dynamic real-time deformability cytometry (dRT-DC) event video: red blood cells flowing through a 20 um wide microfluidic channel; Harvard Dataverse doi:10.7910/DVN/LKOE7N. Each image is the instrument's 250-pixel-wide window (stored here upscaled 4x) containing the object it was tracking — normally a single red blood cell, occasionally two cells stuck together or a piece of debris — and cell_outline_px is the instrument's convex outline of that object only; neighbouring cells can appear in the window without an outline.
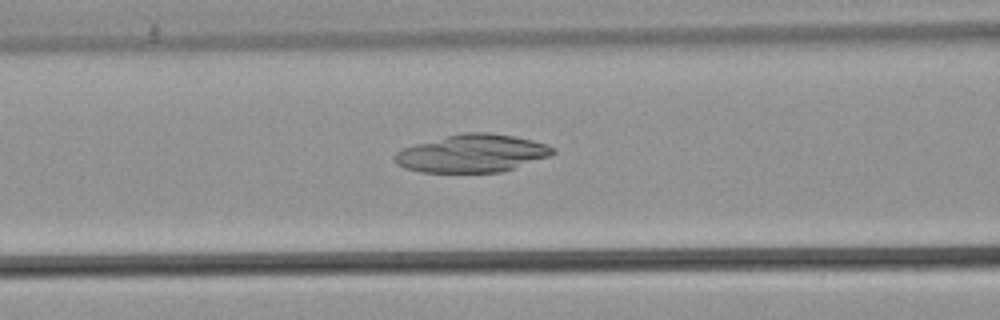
{"species": "common noctule bat (a hibernating species)", "species_latin": "Nyctalus noctula", "temperature_condition": "warm", "stored_images_in_passage": 32, "camera_frame_rate_fps": 3000, "um_per_image_px": 0.085, "animal": {"sex": "male", "body_mass_g": 21.5, "forearm_length_mm": 52.0}, "frame": {"image": 1, "passage_image": 7, "time_ms": 2.0, "image_size_px": [1000, 320], "cell_outline_px": [[556, 152], [548, 156], [500, 172], [420, 172], [404, 168], [396, 164], [396, 152], [404, 148], [416, 144], [464, 132], [488, 132], [512, 136], [532, 140], [556, 148]], "centroid_in_image_um": [40.12, 13.04], "position_along_channel_um": 126.5, "area_um2": 34.22}}
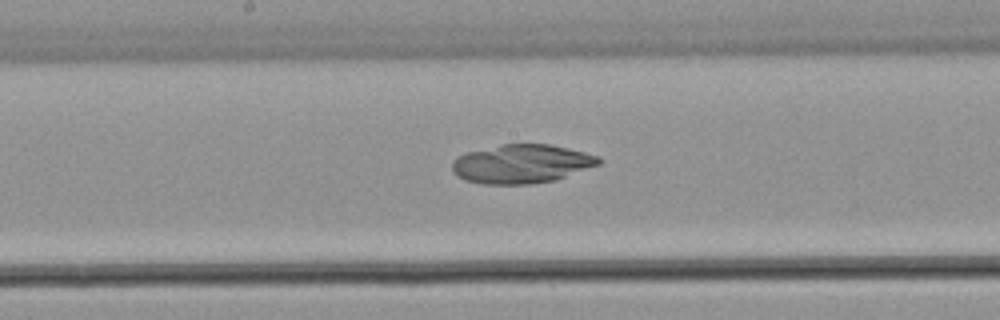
{"frame": {"image": 2, "passage_image": 13, "time_ms": 4.0, "image_size_px": [1000, 320], "cell_outline_px": [[604, 160], [600, 164], [556, 180], [528, 184], [484, 184], [464, 180], [456, 176], [452, 172], [452, 164], [460, 156], [468, 152], [500, 144], [548, 144], [568, 148], [600, 156]], "centroid_in_image_um": [44.37, 13.93], "position_along_channel_um": 203.8, "area_um2": 33.18}}
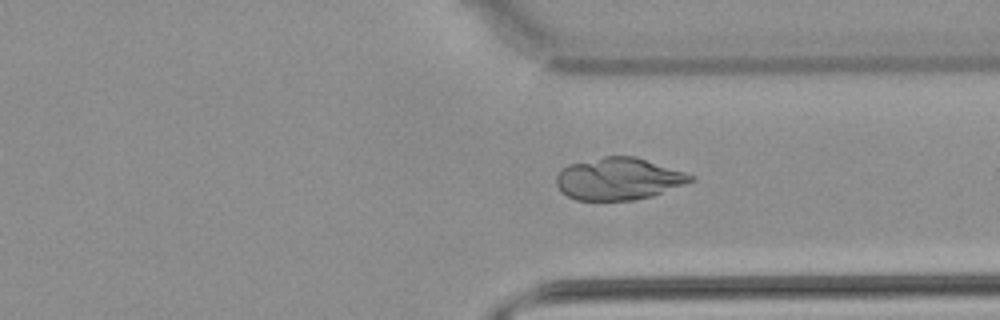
{"frame": {"image": 3, "passage_image": 25, "time_ms": 8.0, "image_size_px": [1000, 320], "cell_outline_px": [[696, 180], [652, 196], [632, 200], [576, 200], [560, 192], [556, 184], [556, 176], [568, 164], [604, 156], [636, 156], [696, 176]], "centroid_in_image_um": [52.58, 15.2], "position_along_channel_um": 358.8, "area_um2": 33.0}}